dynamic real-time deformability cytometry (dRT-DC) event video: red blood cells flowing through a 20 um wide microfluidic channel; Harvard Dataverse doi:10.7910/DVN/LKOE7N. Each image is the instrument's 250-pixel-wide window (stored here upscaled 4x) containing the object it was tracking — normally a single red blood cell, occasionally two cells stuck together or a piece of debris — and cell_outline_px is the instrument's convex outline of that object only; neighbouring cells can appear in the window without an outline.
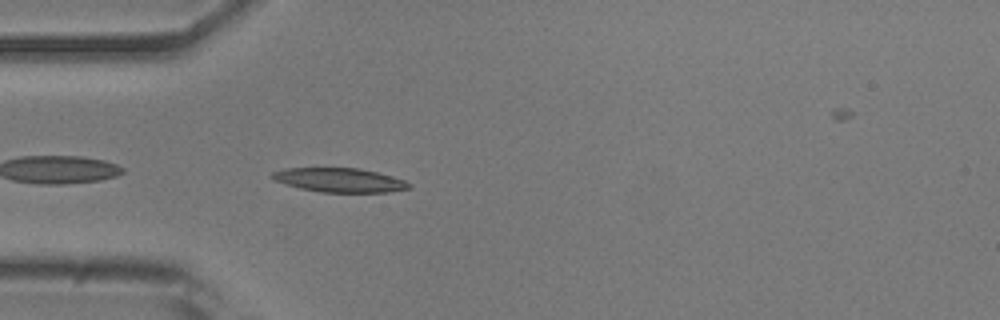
{"species": "common noctule bat (a hibernating species)", "species_latin": "Nyctalus noctula", "temperature_condition": "room temperature", "stored_images_in_passage": 38, "camera_frame_rate_fps": 3000, "um_per_image_px": 0.085, "animal": {"sex": "male", "body_mass_g": 20.5, "forearm_length_mm": 52.5}, "frame": {"image": 1, "passage_image": 2, "time_ms": 0.333, "image_size_px": [1000, 320], "cell_outline_px": [[412, 184], [408, 188], [388, 192], [320, 192], [300, 188], [272, 180], [268, 176], [272, 172], [284, 168], [356, 168], [376, 172], [392, 176], [404, 180]], "centroid_in_image_um": [28.8, 15.3], "position_along_channel_um": 56.2, "area_um2": 19.19}}
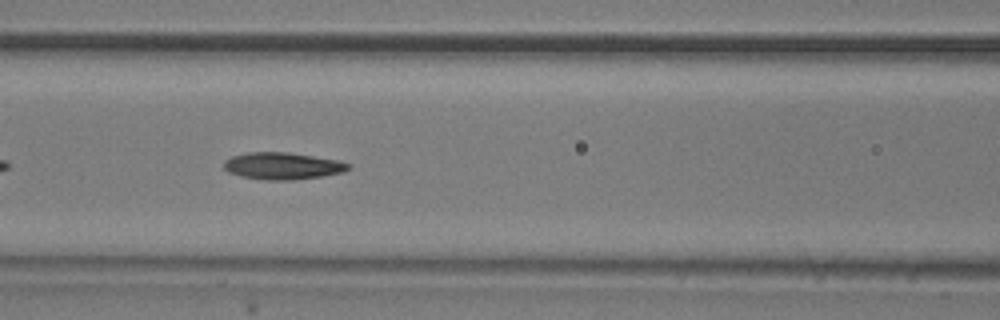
{"frame": {"image": 2, "passage_image": 9, "time_ms": 2.667, "image_size_px": [1000, 320], "cell_outline_px": [[352, 168], [344, 172], [320, 176], [292, 180], [264, 180], [240, 176], [228, 172], [224, 168], [224, 160], [232, 156], [248, 152], [288, 152], [340, 160], [352, 164]], "centroid_in_image_um": [24.05, 14.1], "position_along_channel_um": 142.6, "area_um2": 19.77}}
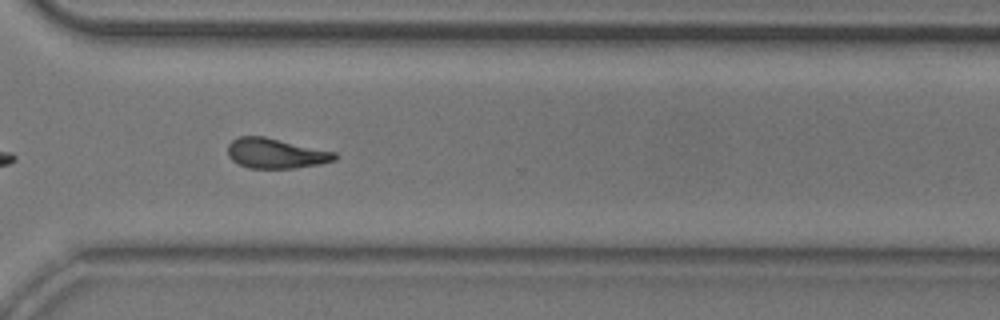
{"frame": {"image": 3, "passage_image": 25, "time_ms": 8.0, "image_size_px": [1000, 320], "cell_outline_px": [[336, 160], [320, 164], [296, 168], [248, 168], [232, 160], [228, 156], [228, 144], [232, 140], [240, 136], [264, 136], [336, 152]], "centroid_in_image_um": [23.44, 13.03], "position_along_channel_um": 347.2, "area_um2": 18.73}}